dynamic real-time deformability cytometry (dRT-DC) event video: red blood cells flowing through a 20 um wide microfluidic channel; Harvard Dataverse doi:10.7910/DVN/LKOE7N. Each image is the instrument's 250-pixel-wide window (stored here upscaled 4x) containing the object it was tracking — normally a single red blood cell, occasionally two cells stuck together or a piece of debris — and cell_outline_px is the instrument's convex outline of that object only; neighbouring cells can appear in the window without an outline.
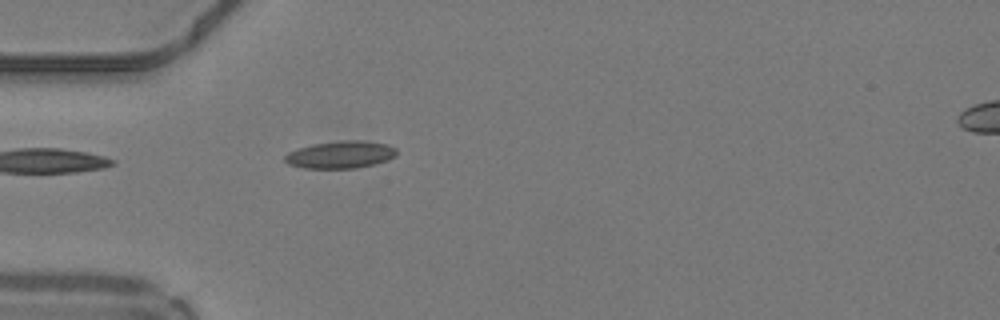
{"species": "common noctule bat (a hibernating species)", "species_latin": "Nyctalus noctula", "temperature_condition": "warm", "stored_images_in_passage": 6, "camera_frame_rate_fps": 3000, "um_per_image_px": 0.085, "animal": {"sex": "male", "body_mass_g": 19.2, "forearm_length_mm": 51.8}, "frame": {"image": 1, "passage_image": 1, "time_ms": 0.0, "image_size_px": [1000, 320], "cell_outline_px": [[396, 156], [388, 160], [356, 168], [304, 168], [288, 164], [284, 160], [284, 156], [288, 152], [312, 144], [344, 140], [356, 140], [388, 144], [396, 148]], "centroid_in_image_um": [28.94, 13.14], "position_along_channel_um": 56.1, "area_um2": 17.69}}
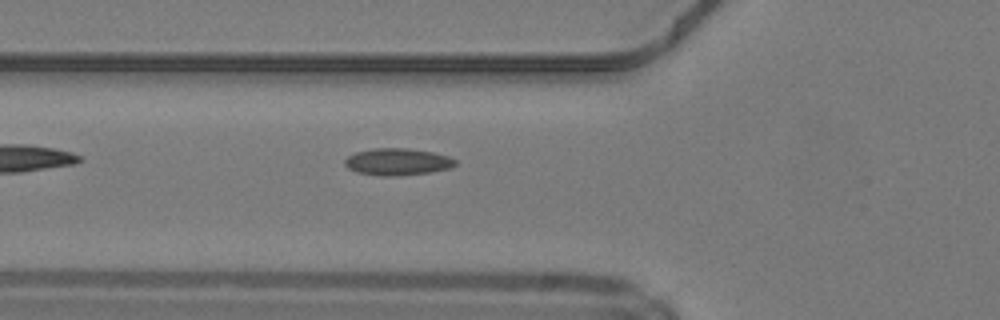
{"frame": {"image": 2, "passage_image": 4, "time_ms": 1.0, "image_size_px": [1000, 320], "cell_outline_px": [[456, 164], [452, 168], [432, 172], [396, 176], [380, 176], [356, 172], [348, 168], [344, 164], [344, 160], [348, 156], [356, 152], [372, 148], [408, 148], [432, 152], [448, 156], [456, 160]], "centroid_in_image_um": [33.79, 13.76], "position_along_channel_um": 92.0, "area_um2": 17.51}}